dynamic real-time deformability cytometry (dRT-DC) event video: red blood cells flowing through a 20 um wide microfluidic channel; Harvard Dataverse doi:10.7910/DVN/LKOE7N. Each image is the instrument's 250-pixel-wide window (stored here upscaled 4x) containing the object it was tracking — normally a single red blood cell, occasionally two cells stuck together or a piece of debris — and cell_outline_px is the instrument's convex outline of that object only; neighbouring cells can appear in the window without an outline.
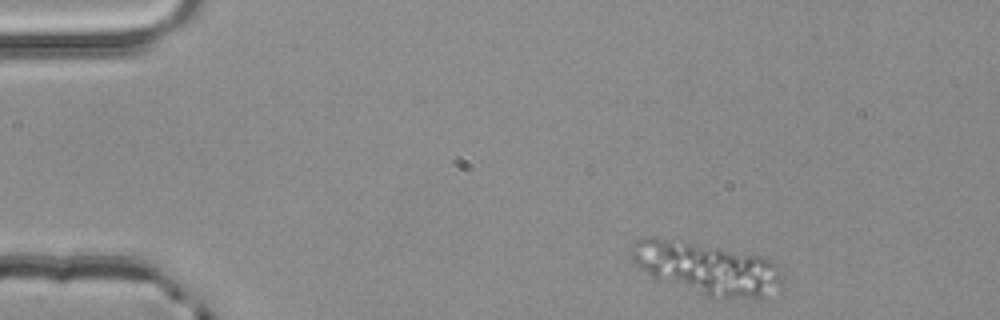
{"species": "common noctule bat (a hibernating species)", "species_latin": "Nyctalus noctula", "temperature_condition": "room temperature", "stored_images_in_passage": 2, "camera_frame_rate_fps": 3000, "um_per_image_px": 0.085, "animal": {"sex": "male", "body_mass_g": 20.4}, "frame": {"image": 1, "passage_image": 1, "time_ms": 0.0, "image_size_px": [1000, 320], "cell_outline_px": [[784, 280], [760, 300], [756, 300], [708, 296], [656, 280], [636, 264], [632, 260], [632, 244], [636, 240], [652, 236], [764, 256], [772, 260], [784, 272]], "centroid_in_image_um": [60.12, 22.82], "position_along_channel_um": 24.9, "area_um2": 45.84}}
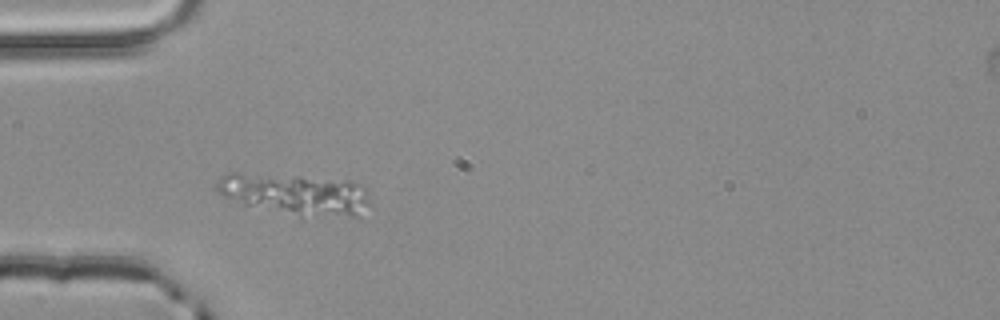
{"frame": {"image": 2, "passage_image": 2, "time_ms": 0.333, "image_size_px": [1000, 320], "cell_outline_px": [[372, 208], [356, 216], [300, 220], [244, 204], [212, 188], [216, 180], [220, 176], [232, 172], [240, 172], [300, 176], [352, 180], [364, 184], [368, 188], [372, 200]], "centroid_in_image_um": [25.25, 16.55], "position_along_channel_um": 59.8, "area_um2": 39.25}}